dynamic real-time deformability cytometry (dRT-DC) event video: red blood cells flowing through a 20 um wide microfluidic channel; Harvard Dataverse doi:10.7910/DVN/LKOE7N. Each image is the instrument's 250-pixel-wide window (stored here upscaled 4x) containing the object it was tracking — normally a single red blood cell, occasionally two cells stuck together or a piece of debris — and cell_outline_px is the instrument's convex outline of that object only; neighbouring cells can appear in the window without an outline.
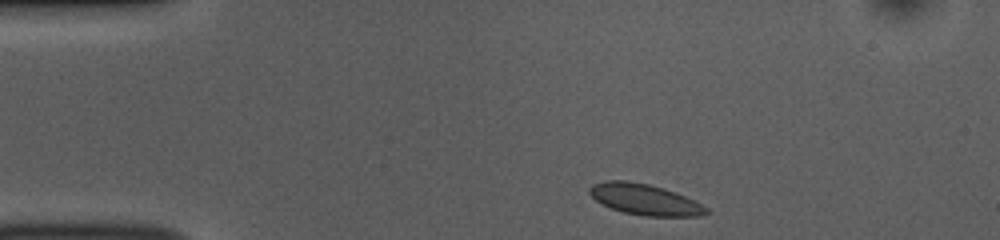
{"species": "common noctule bat (a hibernating species)", "species_latin": "Nyctalus noctula", "temperature_condition": "room temperature", "stored_images_in_passage": 44, "camera_frame_rate_fps": 3000, "um_per_image_px": 0.085, "animal": {"sex": "female", "body_mass_g": 10.0, "forearm_length_mm": 53.1}, "frame": {"image": 1, "passage_image": 1, "time_ms": 0.0, "image_size_px": [1000, 240], "cell_outline_px": [[708, 212], [700, 216], [644, 216], [624, 212], [600, 204], [588, 192], [588, 188], [592, 184], [604, 180], [628, 180], [648, 184], [684, 196], [708, 208]], "centroid_in_image_um": [54.73, 16.95], "position_along_channel_um": 30.3, "area_um2": 20.81}}
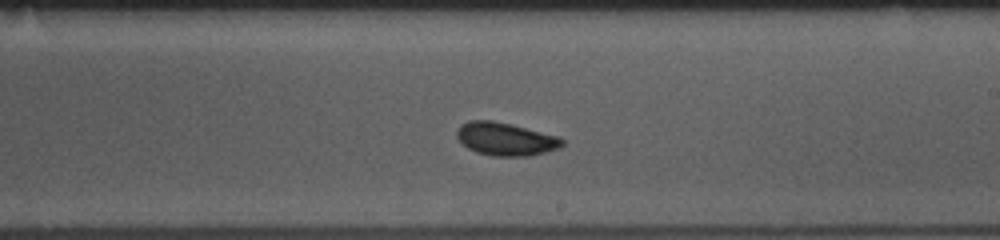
{"frame": {"image": 2, "passage_image": 22, "time_ms": 7.0, "image_size_px": [1000, 240], "cell_outline_px": [[564, 144], [560, 148], [528, 156], [492, 156], [476, 152], [468, 148], [456, 136], [456, 132], [460, 124], [468, 120], [492, 120], [512, 124], [560, 136], [564, 140]], "centroid_in_image_um": [42.99, 11.8], "position_along_channel_um": 246.0, "area_um2": 20.46}}
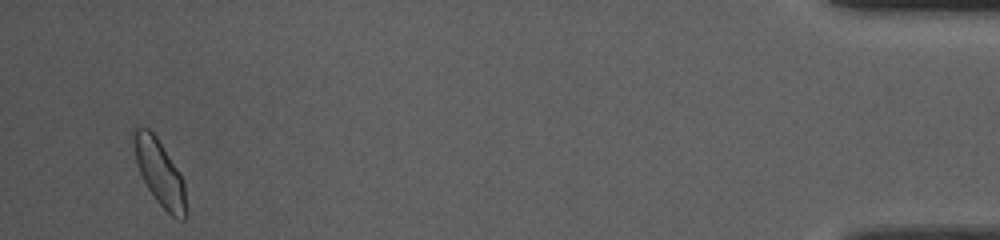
{"frame": {"image": 3, "passage_image": 42, "time_ms": 13.667, "image_size_px": [1000, 240], "cell_outline_px": [[184, 220], [180, 220], [172, 216], [156, 200], [148, 188], [140, 172], [136, 160], [132, 140], [132, 128], [136, 124], [148, 128], [156, 136], [180, 172], [184, 184]], "centroid_in_image_um": [13.51, 14.57], "position_along_channel_um": 421.7, "area_um2": 19.71}, "authors_computed_cell_mechanics": {"area_um2": 19.652, "velocity_mm_per_s": 3.7988, "shape_relaxation_time_tau1_ms": 2.7865, "shape_relaxation_time_tau2_ms": null, "deformation_change_tau1": 0.0799, "deformation_change_tau2": null}}